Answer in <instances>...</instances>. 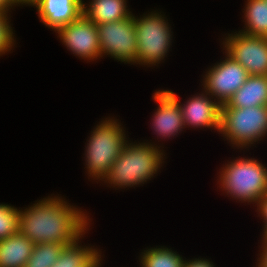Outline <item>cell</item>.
<instances>
[{"label": "cell", "instance_id": "obj_1", "mask_svg": "<svg viewBox=\"0 0 267 267\" xmlns=\"http://www.w3.org/2000/svg\"><path fill=\"white\" fill-rule=\"evenodd\" d=\"M87 216L58 198H45L24 211L19 210V232L34 244L68 245L81 238Z\"/></svg>", "mask_w": 267, "mask_h": 267}, {"label": "cell", "instance_id": "obj_2", "mask_svg": "<svg viewBox=\"0 0 267 267\" xmlns=\"http://www.w3.org/2000/svg\"><path fill=\"white\" fill-rule=\"evenodd\" d=\"M162 160L163 153L152 144L126 143L104 181L118 187L139 185L156 174Z\"/></svg>", "mask_w": 267, "mask_h": 267}, {"label": "cell", "instance_id": "obj_3", "mask_svg": "<svg viewBox=\"0 0 267 267\" xmlns=\"http://www.w3.org/2000/svg\"><path fill=\"white\" fill-rule=\"evenodd\" d=\"M223 168L220 183L227 195L258 204L267 192V169L252 158L231 161Z\"/></svg>", "mask_w": 267, "mask_h": 267}, {"label": "cell", "instance_id": "obj_4", "mask_svg": "<svg viewBox=\"0 0 267 267\" xmlns=\"http://www.w3.org/2000/svg\"><path fill=\"white\" fill-rule=\"evenodd\" d=\"M123 130L114 119L104 120L93 130L86 147L89 176L102 180L108 174L110 167L127 143Z\"/></svg>", "mask_w": 267, "mask_h": 267}, {"label": "cell", "instance_id": "obj_5", "mask_svg": "<svg viewBox=\"0 0 267 267\" xmlns=\"http://www.w3.org/2000/svg\"><path fill=\"white\" fill-rule=\"evenodd\" d=\"M219 132L240 148L257 142L267 134V106L221 108Z\"/></svg>", "mask_w": 267, "mask_h": 267}, {"label": "cell", "instance_id": "obj_6", "mask_svg": "<svg viewBox=\"0 0 267 267\" xmlns=\"http://www.w3.org/2000/svg\"><path fill=\"white\" fill-rule=\"evenodd\" d=\"M137 37V62L155 65L164 59L170 47L171 31L164 17L151 13L143 18L134 16Z\"/></svg>", "mask_w": 267, "mask_h": 267}, {"label": "cell", "instance_id": "obj_7", "mask_svg": "<svg viewBox=\"0 0 267 267\" xmlns=\"http://www.w3.org/2000/svg\"><path fill=\"white\" fill-rule=\"evenodd\" d=\"M101 53L115 59L137 63V37L134 15L124 20L96 25Z\"/></svg>", "mask_w": 267, "mask_h": 267}, {"label": "cell", "instance_id": "obj_8", "mask_svg": "<svg viewBox=\"0 0 267 267\" xmlns=\"http://www.w3.org/2000/svg\"><path fill=\"white\" fill-rule=\"evenodd\" d=\"M225 38L226 54L246 69L249 75L267 76V38L242 32Z\"/></svg>", "mask_w": 267, "mask_h": 267}, {"label": "cell", "instance_id": "obj_9", "mask_svg": "<svg viewBox=\"0 0 267 267\" xmlns=\"http://www.w3.org/2000/svg\"><path fill=\"white\" fill-rule=\"evenodd\" d=\"M226 59L212 67L205 75L204 89L207 95L215 96L223 105L246 82L249 73L237 61L226 55Z\"/></svg>", "mask_w": 267, "mask_h": 267}, {"label": "cell", "instance_id": "obj_10", "mask_svg": "<svg viewBox=\"0 0 267 267\" xmlns=\"http://www.w3.org/2000/svg\"><path fill=\"white\" fill-rule=\"evenodd\" d=\"M56 31L73 54L87 60L102 57L96 24L84 14Z\"/></svg>", "mask_w": 267, "mask_h": 267}, {"label": "cell", "instance_id": "obj_11", "mask_svg": "<svg viewBox=\"0 0 267 267\" xmlns=\"http://www.w3.org/2000/svg\"><path fill=\"white\" fill-rule=\"evenodd\" d=\"M153 98L159 103L153 118L154 130L163 138L176 135L185 126L176 94L169 90H159Z\"/></svg>", "mask_w": 267, "mask_h": 267}, {"label": "cell", "instance_id": "obj_12", "mask_svg": "<svg viewBox=\"0 0 267 267\" xmlns=\"http://www.w3.org/2000/svg\"><path fill=\"white\" fill-rule=\"evenodd\" d=\"M82 0H36L41 21L49 28L58 30L60 27L76 21L83 14Z\"/></svg>", "mask_w": 267, "mask_h": 267}, {"label": "cell", "instance_id": "obj_13", "mask_svg": "<svg viewBox=\"0 0 267 267\" xmlns=\"http://www.w3.org/2000/svg\"><path fill=\"white\" fill-rule=\"evenodd\" d=\"M207 95L195 96L188 100L186 104L180 105L184 125L192 127H209L220 129V117L222 105L211 99Z\"/></svg>", "mask_w": 267, "mask_h": 267}, {"label": "cell", "instance_id": "obj_14", "mask_svg": "<svg viewBox=\"0 0 267 267\" xmlns=\"http://www.w3.org/2000/svg\"><path fill=\"white\" fill-rule=\"evenodd\" d=\"M267 106V76L250 75L221 108H247Z\"/></svg>", "mask_w": 267, "mask_h": 267}, {"label": "cell", "instance_id": "obj_15", "mask_svg": "<svg viewBox=\"0 0 267 267\" xmlns=\"http://www.w3.org/2000/svg\"><path fill=\"white\" fill-rule=\"evenodd\" d=\"M34 245L20 232L0 240V267H24Z\"/></svg>", "mask_w": 267, "mask_h": 267}, {"label": "cell", "instance_id": "obj_16", "mask_svg": "<svg viewBox=\"0 0 267 267\" xmlns=\"http://www.w3.org/2000/svg\"><path fill=\"white\" fill-rule=\"evenodd\" d=\"M83 4V14L96 25L129 18L126 0H92L89 8Z\"/></svg>", "mask_w": 267, "mask_h": 267}, {"label": "cell", "instance_id": "obj_17", "mask_svg": "<svg viewBox=\"0 0 267 267\" xmlns=\"http://www.w3.org/2000/svg\"><path fill=\"white\" fill-rule=\"evenodd\" d=\"M79 241L64 245L52 267H99L101 257L97 249L78 246Z\"/></svg>", "mask_w": 267, "mask_h": 267}, {"label": "cell", "instance_id": "obj_18", "mask_svg": "<svg viewBox=\"0 0 267 267\" xmlns=\"http://www.w3.org/2000/svg\"><path fill=\"white\" fill-rule=\"evenodd\" d=\"M246 31L251 36L267 38V2L266 0H248L245 8Z\"/></svg>", "mask_w": 267, "mask_h": 267}, {"label": "cell", "instance_id": "obj_19", "mask_svg": "<svg viewBox=\"0 0 267 267\" xmlns=\"http://www.w3.org/2000/svg\"><path fill=\"white\" fill-rule=\"evenodd\" d=\"M142 267H184L183 258L168 248H151L141 256Z\"/></svg>", "mask_w": 267, "mask_h": 267}, {"label": "cell", "instance_id": "obj_20", "mask_svg": "<svg viewBox=\"0 0 267 267\" xmlns=\"http://www.w3.org/2000/svg\"><path fill=\"white\" fill-rule=\"evenodd\" d=\"M63 247V244L53 242L35 244L32 254L24 267H52Z\"/></svg>", "mask_w": 267, "mask_h": 267}, {"label": "cell", "instance_id": "obj_21", "mask_svg": "<svg viewBox=\"0 0 267 267\" xmlns=\"http://www.w3.org/2000/svg\"><path fill=\"white\" fill-rule=\"evenodd\" d=\"M19 232V211L7 204H0V240Z\"/></svg>", "mask_w": 267, "mask_h": 267}, {"label": "cell", "instance_id": "obj_22", "mask_svg": "<svg viewBox=\"0 0 267 267\" xmlns=\"http://www.w3.org/2000/svg\"><path fill=\"white\" fill-rule=\"evenodd\" d=\"M7 20V12L0 10V55L9 51L15 41L12 32L13 30Z\"/></svg>", "mask_w": 267, "mask_h": 267}, {"label": "cell", "instance_id": "obj_23", "mask_svg": "<svg viewBox=\"0 0 267 267\" xmlns=\"http://www.w3.org/2000/svg\"><path fill=\"white\" fill-rule=\"evenodd\" d=\"M259 212L261 213L262 217L265 221V228H264V235L262 241H267V192L265 195L261 198L259 203L257 204Z\"/></svg>", "mask_w": 267, "mask_h": 267}, {"label": "cell", "instance_id": "obj_24", "mask_svg": "<svg viewBox=\"0 0 267 267\" xmlns=\"http://www.w3.org/2000/svg\"><path fill=\"white\" fill-rule=\"evenodd\" d=\"M184 267H214V265L207 259H194L184 262Z\"/></svg>", "mask_w": 267, "mask_h": 267}, {"label": "cell", "instance_id": "obj_25", "mask_svg": "<svg viewBox=\"0 0 267 267\" xmlns=\"http://www.w3.org/2000/svg\"><path fill=\"white\" fill-rule=\"evenodd\" d=\"M263 252L261 253L258 267H267V241H263Z\"/></svg>", "mask_w": 267, "mask_h": 267}, {"label": "cell", "instance_id": "obj_26", "mask_svg": "<svg viewBox=\"0 0 267 267\" xmlns=\"http://www.w3.org/2000/svg\"><path fill=\"white\" fill-rule=\"evenodd\" d=\"M13 5H17L14 0H0V10L8 12L9 8Z\"/></svg>", "mask_w": 267, "mask_h": 267}, {"label": "cell", "instance_id": "obj_27", "mask_svg": "<svg viewBox=\"0 0 267 267\" xmlns=\"http://www.w3.org/2000/svg\"><path fill=\"white\" fill-rule=\"evenodd\" d=\"M17 4H28L32 5L36 0H14Z\"/></svg>", "mask_w": 267, "mask_h": 267}]
</instances>
